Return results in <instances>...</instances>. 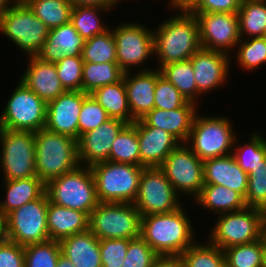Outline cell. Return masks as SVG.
I'll use <instances>...</instances> for the list:
<instances>
[{"mask_svg":"<svg viewBox=\"0 0 266 267\" xmlns=\"http://www.w3.org/2000/svg\"><path fill=\"white\" fill-rule=\"evenodd\" d=\"M172 9L180 13L153 30L154 56L159 60L157 69L171 62L189 60L201 48L196 16L184 7Z\"/></svg>","mask_w":266,"mask_h":267,"instance_id":"cell-1","label":"cell"},{"mask_svg":"<svg viewBox=\"0 0 266 267\" xmlns=\"http://www.w3.org/2000/svg\"><path fill=\"white\" fill-rule=\"evenodd\" d=\"M192 225L181 206L173 212L143 216L141 237L160 257H179L195 243Z\"/></svg>","mask_w":266,"mask_h":267,"instance_id":"cell-2","label":"cell"},{"mask_svg":"<svg viewBox=\"0 0 266 267\" xmlns=\"http://www.w3.org/2000/svg\"><path fill=\"white\" fill-rule=\"evenodd\" d=\"M36 174L45 184L79 166L77 140L42 128L35 132Z\"/></svg>","mask_w":266,"mask_h":267,"instance_id":"cell-3","label":"cell"},{"mask_svg":"<svg viewBox=\"0 0 266 267\" xmlns=\"http://www.w3.org/2000/svg\"><path fill=\"white\" fill-rule=\"evenodd\" d=\"M49 202L73 210L83 211L88 216L100 203L97 197L91 168L79 165L76 169L45 184Z\"/></svg>","mask_w":266,"mask_h":267,"instance_id":"cell-4","label":"cell"},{"mask_svg":"<svg viewBox=\"0 0 266 267\" xmlns=\"http://www.w3.org/2000/svg\"><path fill=\"white\" fill-rule=\"evenodd\" d=\"M90 168L100 202L134 203L143 166L105 161Z\"/></svg>","mask_w":266,"mask_h":267,"instance_id":"cell-5","label":"cell"},{"mask_svg":"<svg viewBox=\"0 0 266 267\" xmlns=\"http://www.w3.org/2000/svg\"><path fill=\"white\" fill-rule=\"evenodd\" d=\"M195 115L191 132L185 144L202 161L232 154L237 134L227 117ZM231 149V150H230Z\"/></svg>","mask_w":266,"mask_h":267,"instance_id":"cell-6","label":"cell"},{"mask_svg":"<svg viewBox=\"0 0 266 267\" xmlns=\"http://www.w3.org/2000/svg\"><path fill=\"white\" fill-rule=\"evenodd\" d=\"M141 215L133 203L100 202L89 216V230L98 239L141 236Z\"/></svg>","mask_w":266,"mask_h":267,"instance_id":"cell-7","label":"cell"},{"mask_svg":"<svg viewBox=\"0 0 266 267\" xmlns=\"http://www.w3.org/2000/svg\"><path fill=\"white\" fill-rule=\"evenodd\" d=\"M265 218L263 210L251 207L220 214L207 241L224 250L259 240L263 237Z\"/></svg>","mask_w":266,"mask_h":267,"instance_id":"cell-8","label":"cell"},{"mask_svg":"<svg viewBox=\"0 0 266 267\" xmlns=\"http://www.w3.org/2000/svg\"><path fill=\"white\" fill-rule=\"evenodd\" d=\"M0 31L21 48L20 51L36 56L46 42L50 29L23 0H17L0 18Z\"/></svg>","mask_w":266,"mask_h":267,"instance_id":"cell-9","label":"cell"},{"mask_svg":"<svg viewBox=\"0 0 266 267\" xmlns=\"http://www.w3.org/2000/svg\"><path fill=\"white\" fill-rule=\"evenodd\" d=\"M0 169L4 180L35 177V132L0 128Z\"/></svg>","mask_w":266,"mask_h":267,"instance_id":"cell-10","label":"cell"},{"mask_svg":"<svg viewBox=\"0 0 266 267\" xmlns=\"http://www.w3.org/2000/svg\"><path fill=\"white\" fill-rule=\"evenodd\" d=\"M4 108L0 113V128L29 132L45 128L47 103L22 81H18Z\"/></svg>","mask_w":266,"mask_h":267,"instance_id":"cell-11","label":"cell"},{"mask_svg":"<svg viewBox=\"0 0 266 267\" xmlns=\"http://www.w3.org/2000/svg\"><path fill=\"white\" fill-rule=\"evenodd\" d=\"M47 211L48 197L45 192L38 199L11 211L5 216L7 240L21 246L49 240Z\"/></svg>","mask_w":266,"mask_h":267,"instance_id":"cell-12","label":"cell"},{"mask_svg":"<svg viewBox=\"0 0 266 267\" xmlns=\"http://www.w3.org/2000/svg\"><path fill=\"white\" fill-rule=\"evenodd\" d=\"M134 206L141 217L169 213L182 203L160 167H144L139 180V191Z\"/></svg>","mask_w":266,"mask_h":267,"instance_id":"cell-13","label":"cell"},{"mask_svg":"<svg viewBox=\"0 0 266 267\" xmlns=\"http://www.w3.org/2000/svg\"><path fill=\"white\" fill-rule=\"evenodd\" d=\"M160 168L180 197L193 196L194 201L204 186L203 161L185 143L173 149Z\"/></svg>","mask_w":266,"mask_h":267,"instance_id":"cell-14","label":"cell"},{"mask_svg":"<svg viewBox=\"0 0 266 267\" xmlns=\"http://www.w3.org/2000/svg\"><path fill=\"white\" fill-rule=\"evenodd\" d=\"M135 23L123 22L112 29L117 64L124 72H131L132 67L142 66L154 55L153 30Z\"/></svg>","mask_w":266,"mask_h":267,"instance_id":"cell-15","label":"cell"},{"mask_svg":"<svg viewBox=\"0 0 266 267\" xmlns=\"http://www.w3.org/2000/svg\"><path fill=\"white\" fill-rule=\"evenodd\" d=\"M199 27L201 48L220 51L228 55L234 52L241 36L238 14L235 13H192ZM234 49V50H233ZM230 53V54H229Z\"/></svg>","mask_w":266,"mask_h":267,"instance_id":"cell-16","label":"cell"},{"mask_svg":"<svg viewBox=\"0 0 266 267\" xmlns=\"http://www.w3.org/2000/svg\"><path fill=\"white\" fill-rule=\"evenodd\" d=\"M126 125L122 120L110 118L96 129L82 134L77 140L79 165L91 167L109 161L112 143Z\"/></svg>","mask_w":266,"mask_h":267,"instance_id":"cell-17","label":"cell"},{"mask_svg":"<svg viewBox=\"0 0 266 267\" xmlns=\"http://www.w3.org/2000/svg\"><path fill=\"white\" fill-rule=\"evenodd\" d=\"M87 95L83 91H66L48 102L45 128L78 140V118Z\"/></svg>","mask_w":266,"mask_h":267,"instance_id":"cell-18","label":"cell"},{"mask_svg":"<svg viewBox=\"0 0 266 267\" xmlns=\"http://www.w3.org/2000/svg\"><path fill=\"white\" fill-rule=\"evenodd\" d=\"M231 58L232 56L226 53L203 48L189 58L194 69L198 92L202 96L228 81Z\"/></svg>","mask_w":266,"mask_h":267,"instance_id":"cell-19","label":"cell"},{"mask_svg":"<svg viewBox=\"0 0 266 267\" xmlns=\"http://www.w3.org/2000/svg\"><path fill=\"white\" fill-rule=\"evenodd\" d=\"M137 133L140 149V166L160 167L166 157L180 142L161 128L146 126L137 120Z\"/></svg>","mask_w":266,"mask_h":267,"instance_id":"cell-20","label":"cell"},{"mask_svg":"<svg viewBox=\"0 0 266 267\" xmlns=\"http://www.w3.org/2000/svg\"><path fill=\"white\" fill-rule=\"evenodd\" d=\"M28 65L20 77L31 91L46 103L66 92L58 77L55 63L45 62L37 56H27Z\"/></svg>","mask_w":266,"mask_h":267,"instance_id":"cell-21","label":"cell"},{"mask_svg":"<svg viewBox=\"0 0 266 267\" xmlns=\"http://www.w3.org/2000/svg\"><path fill=\"white\" fill-rule=\"evenodd\" d=\"M134 74L132 75V71L125 72L123 79L131 115L139 120L154 108L157 68H144Z\"/></svg>","mask_w":266,"mask_h":267,"instance_id":"cell-22","label":"cell"},{"mask_svg":"<svg viewBox=\"0 0 266 267\" xmlns=\"http://www.w3.org/2000/svg\"><path fill=\"white\" fill-rule=\"evenodd\" d=\"M198 105L188 102L173 110L153 108L140 120L149 127L161 128L173 135L180 143H185L191 132Z\"/></svg>","mask_w":266,"mask_h":267,"instance_id":"cell-23","label":"cell"},{"mask_svg":"<svg viewBox=\"0 0 266 267\" xmlns=\"http://www.w3.org/2000/svg\"><path fill=\"white\" fill-rule=\"evenodd\" d=\"M204 184L222 185L245 197L248 174L235 161L232 154L203 161Z\"/></svg>","mask_w":266,"mask_h":267,"instance_id":"cell-24","label":"cell"},{"mask_svg":"<svg viewBox=\"0 0 266 267\" xmlns=\"http://www.w3.org/2000/svg\"><path fill=\"white\" fill-rule=\"evenodd\" d=\"M84 42L69 22L49 31L46 42L36 56L45 62L57 63L65 56H81Z\"/></svg>","mask_w":266,"mask_h":267,"instance_id":"cell-25","label":"cell"},{"mask_svg":"<svg viewBox=\"0 0 266 267\" xmlns=\"http://www.w3.org/2000/svg\"><path fill=\"white\" fill-rule=\"evenodd\" d=\"M99 241L88 229L60 240L61 254L75 267H102Z\"/></svg>","mask_w":266,"mask_h":267,"instance_id":"cell-26","label":"cell"},{"mask_svg":"<svg viewBox=\"0 0 266 267\" xmlns=\"http://www.w3.org/2000/svg\"><path fill=\"white\" fill-rule=\"evenodd\" d=\"M47 228L50 240L60 241L89 229V216L78 210L57 206L48 200Z\"/></svg>","mask_w":266,"mask_h":267,"instance_id":"cell-27","label":"cell"},{"mask_svg":"<svg viewBox=\"0 0 266 267\" xmlns=\"http://www.w3.org/2000/svg\"><path fill=\"white\" fill-rule=\"evenodd\" d=\"M5 200L0 202V213L5 217L11 211L38 199L45 192V183L38 178L29 177L4 180Z\"/></svg>","mask_w":266,"mask_h":267,"instance_id":"cell-28","label":"cell"},{"mask_svg":"<svg viewBox=\"0 0 266 267\" xmlns=\"http://www.w3.org/2000/svg\"><path fill=\"white\" fill-rule=\"evenodd\" d=\"M194 200L203 209L214 211L217 215L239 211L247 207L244 197L240 193L215 184H204Z\"/></svg>","mask_w":266,"mask_h":267,"instance_id":"cell-29","label":"cell"},{"mask_svg":"<svg viewBox=\"0 0 266 267\" xmlns=\"http://www.w3.org/2000/svg\"><path fill=\"white\" fill-rule=\"evenodd\" d=\"M90 94L105 109L110 118L122 120L127 124L135 121L129 108L124 79L99 87Z\"/></svg>","mask_w":266,"mask_h":267,"instance_id":"cell-30","label":"cell"},{"mask_svg":"<svg viewBox=\"0 0 266 267\" xmlns=\"http://www.w3.org/2000/svg\"><path fill=\"white\" fill-rule=\"evenodd\" d=\"M237 14L241 39L265 37L266 0H242Z\"/></svg>","mask_w":266,"mask_h":267,"instance_id":"cell-31","label":"cell"},{"mask_svg":"<svg viewBox=\"0 0 266 267\" xmlns=\"http://www.w3.org/2000/svg\"><path fill=\"white\" fill-rule=\"evenodd\" d=\"M161 75L173 84L188 102L197 103L198 92L194 69L190 60L171 62L160 69Z\"/></svg>","mask_w":266,"mask_h":267,"instance_id":"cell-32","label":"cell"},{"mask_svg":"<svg viewBox=\"0 0 266 267\" xmlns=\"http://www.w3.org/2000/svg\"><path fill=\"white\" fill-rule=\"evenodd\" d=\"M110 10H112V8L100 6H73L70 23L84 40H88L95 35L104 33L110 28L99 18L102 12L108 13L109 11L110 13Z\"/></svg>","mask_w":266,"mask_h":267,"instance_id":"cell-33","label":"cell"},{"mask_svg":"<svg viewBox=\"0 0 266 267\" xmlns=\"http://www.w3.org/2000/svg\"><path fill=\"white\" fill-rule=\"evenodd\" d=\"M124 73L117 62H84L82 91L90 94L99 87L119 82L123 79Z\"/></svg>","mask_w":266,"mask_h":267,"instance_id":"cell-34","label":"cell"},{"mask_svg":"<svg viewBox=\"0 0 266 267\" xmlns=\"http://www.w3.org/2000/svg\"><path fill=\"white\" fill-rule=\"evenodd\" d=\"M109 161L140 166L137 120L127 124L112 143Z\"/></svg>","mask_w":266,"mask_h":267,"instance_id":"cell-35","label":"cell"},{"mask_svg":"<svg viewBox=\"0 0 266 267\" xmlns=\"http://www.w3.org/2000/svg\"><path fill=\"white\" fill-rule=\"evenodd\" d=\"M34 15L51 30L70 22L73 5L70 0H23Z\"/></svg>","mask_w":266,"mask_h":267,"instance_id":"cell-36","label":"cell"},{"mask_svg":"<svg viewBox=\"0 0 266 267\" xmlns=\"http://www.w3.org/2000/svg\"><path fill=\"white\" fill-rule=\"evenodd\" d=\"M266 242L259 240L224 249L226 267H263Z\"/></svg>","mask_w":266,"mask_h":267,"instance_id":"cell-37","label":"cell"},{"mask_svg":"<svg viewBox=\"0 0 266 267\" xmlns=\"http://www.w3.org/2000/svg\"><path fill=\"white\" fill-rule=\"evenodd\" d=\"M193 243L180 256L183 267H226L224 250L209 241Z\"/></svg>","mask_w":266,"mask_h":267,"instance_id":"cell-38","label":"cell"},{"mask_svg":"<svg viewBox=\"0 0 266 267\" xmlns=\"http://www.w3.org/2000/svg\"><path fill=\"white\" fill-rule=\"evenodd\" d=\"M81 56L84 62H117L116 42L112 29L85 40Z\"/></svg>","mask_w":266,"mask_h":267,"instance_id":"cell-39","label":"cell"},{"mask_svg":"<svg viewBox=\"0 0 266 267\" xmlns=\"http://www.w3.org/2000/svg\"><path fill=\"white\" fill-rule=\"evenodd\" d=\"M260 133H251L248 142L237 145L238 140L232 151V156L240 168L249 174L266 157V139ZM237 142V143H236ZM236 147V149H234Z\"/></svg>","mask_w":266,"mask_h":267,"instance_id":"cell-40","label":"cell"},{"mask_svg":"<svg viewBox=\"0 0 266 267\" xmlns=\"http://www.w3.org/2000/svg\"><path fill=\"white\" fill-rule=\"evenodd\" d=\"M61 254L59 241L47 240L24 246V267H56Z\"/></svg>","mask_w":266,"mask_h":267,"instance_id":"cell-41","label":"cell"},{"mask_svg":"<svg viewBox=\"0 0 266 267\" xmlns=\"http://www.w3.org/2000/svg\"><path fill=\"white\" fill-rule=\"evenodd\" d=\"M250 39V40H249ZM240 39L237 44V62L243 70L254 71L266 63V37ZM238 54V55H237Z\"/></svg>","mask_w":266,"mask_h":267,"instance_id":"cell-42","label":"cell"},{"mask_svg":"<svg viewBox=\"0 0 266 267\" xmlns=\"http://www.w3.org/2000/svg\"><path fill=\"white\" fill-rule=\"evenodd\" d=\"M244 200L247 207L257 208L266 213V157L248 174Z\"/></svg>","mask_w":266,"mask_h":267,"instance_id":"cell-43","label":"cell"},{"mask_svg":"<svg viewBox=\"0 0 266 267\" xmlns=\"http://www.w3.org/2000/svg\"><path fill=\"white\" fill-rule=\"evenodd\" d=\"M188 101L157 69V81L154 91V108L173 110L186 105Z\"/></svg>","mask_w":266,"mask_h":267,"instance_id":"cell-44","label":"cell"},{"mask_svg":"<svg viewBox=\"0 0 266 267\" xmlns=\"http://www.w3.org/2000/svg\"><path fill=\"white\" fill-rule=\"evenodd\" d=\"M82 56H65L55 63L58 77L66 91H82Z\"/></svg>","mask_w":266,"mask_h":267,"instance_id":"cell-45","label":"cell"},{"mask_svg":"<svg viewBox=\"0 0 266 267\" xmlns=\"http://www.w3.org/2000/svg\"><path fill=\"white\" fill-rule=\"evenodd\" d=\"M108 119H110V117L105 109L91 94H88L84 98L78 118L79 137L87 131L96 129Z\"/></svg>","mask_w":266,"mask_h":267,"instance_id":"cell-46","label":"cell"},{"mask_svg":"<svg viewBox=\"0 0 266 267\" xmlns=\"http://www.w3.org/2000/svg\"><path fill=\"white\" fill-rule=\"evenodd\" d=\"M159 257L140 236L129 239L126 257L121 267H152Z\"/></svg>","mask_w":266,"mask_h":267,"instance_id":"cell-47","label":"cell"},{"mask_svg":"<svg viewBox=\"0 0 266 267\" xmlns=\"http://www.w3.org/2000/svg\"><path fill=\"white\" fill-rule=\"evenodd\" d=\"M129 239L99 241L102 267H121L128 250Z\"/></svg>","mask_w":266,"mask_h":267,"instance_id":"cell-48","label":"cell"},{"mask_svg":"<svg viewBox=\"0 0 266 267\" xmlns=\"http://www.w3.org/2000/svg\"><path fill=\"white\" fill-rule=\"evenodd\" d=\"M242 0H191L184 8L190 13H238Z\"/></svg>","mask_w":266,"mask_h":267,"instance_id":"cell-49","label":"cell"},{"mask_svg":"<svg viewBox=\"0 0 266 267\" xmlns=\"http://www.w3.org/2000/svg\"><path fill=\"white\" fill-rule=\"evenodd\" d=\"M24 246L10 240L0 244V267H24Z\"/></svg>","mask_w":266,"mask_h":267,"instance_id":"cell-50","label":"cell"},{"mask_svg":"<svg viewBox=\"0 0 266 267\" xmlns=\"http://www.w3.org/2000/svg\"><path fill=\"white\" fill-rule=\"evenodd\" d=\"M120 1L124 0H70L73 6L86 5V6H100L105 8H115Z\"/></svg>","mask_w":266,"mask_h":267,"instance_id":"cell-51","label":"cell"},{"mask_svg":"<svg viewBox=\"0 0 266 267\" xmlns=\"http://www.w3.org/2000/svg\"><path fill=\"white\" fill-rule=\"evenodd\" d=\"M152 267H183L179 257H159Z\"/></svg>","mask_w":266,"mask_h":267,"instance_id":"cell-52","label":"cell"},{"mask_svg":"<svg viewBox=\"0 0 266 267\" xmlns=\"http://www.w3.org/2000/svg\"><path fill=\"white\" fill-rule=\"evenodd\" d=\"M17 0H0V18Z\"/></svg>","mask_w":266,"mask_h":267,"instance_id":"cell-53","label":"cell"},{"mask_svg":"<svg viewBox=\"0 0 266 267\" xmlns=\"http://www.w3.org/2000/svg\"><path fill=\"white\" fill-rule=\"evenodd\" d=\"M5 217L0 213V244L6 240Z\"/></svg>","mask_w":266,"mask_h":267,"instance_id":"cell-54","label":"cell"},{"mask_svg":"<svg viewBox=\"0 0 266 267\" xmlns=\"http://www.w3.org/2000/svg\"><path fill=\"white\" fill-rule=\"evenodd\" d=\"M56 267H75V266L67 257H65L63 254H60Z\"/></svg>","mask_w":266,"mask_h":267,"instance_id":"cell-55","label":"cell"},{"mask_svg":"<svg viewBox=\"0 0 266 267\" xmlns=\"http://www.w3.org/2000/svg\"><path fill=\"white\" fill-rule=\"evenodd\" d=\"M191 0H172V8L185 7Z\"/></svg>","mask_w":266,"mask_h":267,"instance_id":"cell-56","label":"cell"},{"mask_svg":"<svg viewBox=\"0 0 266 267\" xmlns=\"http://www.w3.org/2000/svg\"><path fill=\"white\" fill-rule=\"evenodd\" d=\"M263 237H264L265 242H266V218H265V221H264V224H263Z\"/></svg>","mask_w":266,"mask_h":267,"instance_id":"cell-57","label":"cell"},{"mask_svg":"<svg viewBox=\"0 0 266 267\" xmlns=\"http://www.w3.org/2000/svg\"><path fill=\"white\" fill-rule=\"evenodd\" d=\"M263 267H266V249H265V253H264Z\"/></svg>","mask_w":266,"mask_h":267,"instance_id":"cell-58","label":"cell"},{"mask_svg":"<svg viewBox=\"0 0 266 267\" xmlns=\"http://www.w3.org/2000/svg\"><path fill=\"white\" fill-rule=\"evenodd\" d=\"M169 1V8H171L172 7V0H168Z\"/></svg>","mask_w":266,"mask_h":267,"instance_id":"cell-59","label":"cell"}]
</instances>
